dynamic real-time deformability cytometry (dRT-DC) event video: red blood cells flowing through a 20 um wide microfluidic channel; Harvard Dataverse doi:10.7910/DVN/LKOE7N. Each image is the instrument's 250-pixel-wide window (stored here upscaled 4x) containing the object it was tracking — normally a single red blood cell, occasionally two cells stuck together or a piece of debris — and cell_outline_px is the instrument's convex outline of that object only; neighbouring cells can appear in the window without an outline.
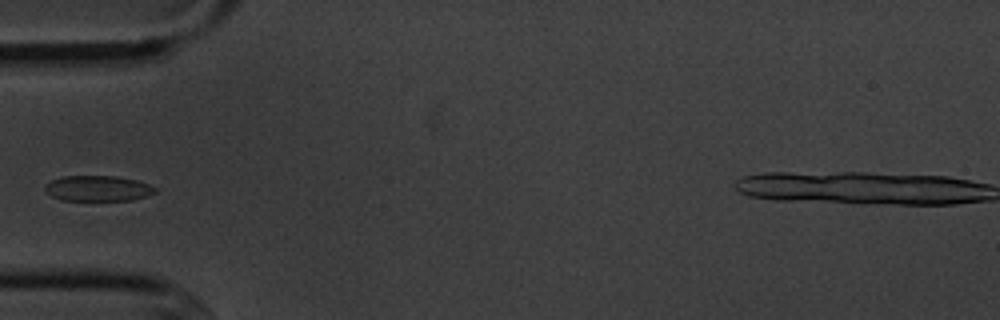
{"species": "common noctule bat (a hibernating species)", "species_latin": "Nyctalus noctula", "temperature_condition": "cold", "stored_images_in_passage": 5, "camera_frame_rate_fps": 3000, "um_per_image_px": 0.085, "animal": {"sex": "male", "body_mass_g": 20.1, "forearm_length_mm": 53.5}, "frame": {"image": 1, "passage_image": 5, "time_ms": 4.333, "image_size_px": [1000, 320], "cell_outline_px": [[156, 192], [148, 196], [132, 200], [64, 200], [52, 196], [44, 192], [44, 184], [60, 176], [116, 176], [136, 180], [148, 184], [156, 188]], "centroid_in_image_um": [8.3, 16.01], "position_along_channel_um": 76.7, "area_um2": 16.47}}